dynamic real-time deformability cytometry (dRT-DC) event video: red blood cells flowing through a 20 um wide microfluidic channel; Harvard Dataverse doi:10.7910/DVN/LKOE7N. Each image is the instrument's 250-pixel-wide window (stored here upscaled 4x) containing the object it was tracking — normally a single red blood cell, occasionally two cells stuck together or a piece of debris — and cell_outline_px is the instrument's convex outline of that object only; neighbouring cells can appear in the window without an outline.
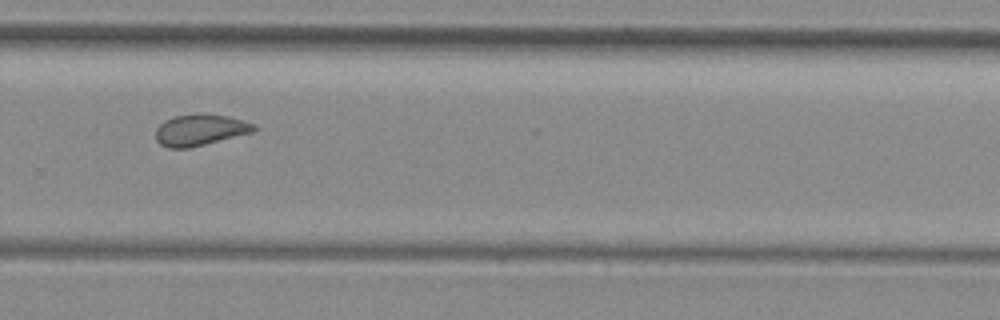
{"species": "common noctule bat (a hibernating species)", "species_latin": "Nyctalus noctula", "temperature_condition": "room temperature", "stored_images_in_passage": 8, "camera_frame_rate_fps": 3000, "um_per_image_px": 0.085, "animal": {"sex": "female", "body_mass_g": 29.2, "forearm_length_mm": 56.3}, "frame": {"image": 1, "passage_image": 8, "time_ms": 2.333, "image_size_px": [1000, 320], "cell_outline_px": [[256, 132], [188, 148], [168, 148], [160, 144], [156, 140], [156, 128], [164, 120], [176, 116], [228, 116], [244, 120], [252, 124], [256, 128]], "centroid_in_image_um": [17.01, 11.09], "position_along_channel_um": 312.8, "area_um2": 17.4}}